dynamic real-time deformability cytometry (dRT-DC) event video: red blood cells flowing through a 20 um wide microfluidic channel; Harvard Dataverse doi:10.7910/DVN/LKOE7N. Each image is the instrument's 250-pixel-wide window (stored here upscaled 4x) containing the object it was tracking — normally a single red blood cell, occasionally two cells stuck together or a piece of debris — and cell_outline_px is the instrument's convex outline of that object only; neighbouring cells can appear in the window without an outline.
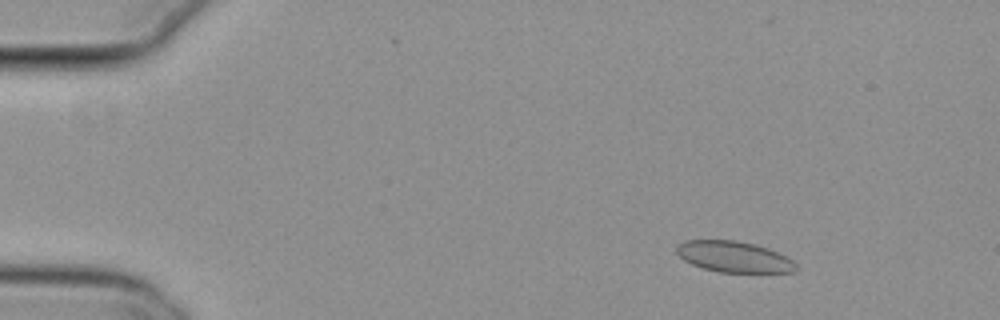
{"species": "common noctule bat (a hibernating species)", "species_latin": "Nyctalus noctula", "temperature_condition": "cold", "stored_images_in_passage": 57, "camera_frame_rate_fps": 3000, "um_per_image_px": 0.085, "animal": {"sex": "female", "body_mass_g": 29.2, "forearm_length_mm": 56.3}, "frame": {"image": 1, "passage_image": 9, "time_ms": 2.667, "image_size_px": [1000, 320], "cell_outline_px": [[800, 268], [796, 272], [720, 272], [704, 268], [692, 264], [684, 260], [676, 252], [676, 248], [684, 240], [736, 240], [756, 244], [768, 248], [788, 256]], "centroid_in_image_um": [62.44, 21.82], "position_along_channel_um": 22.6, "area_um2": 21.68}}
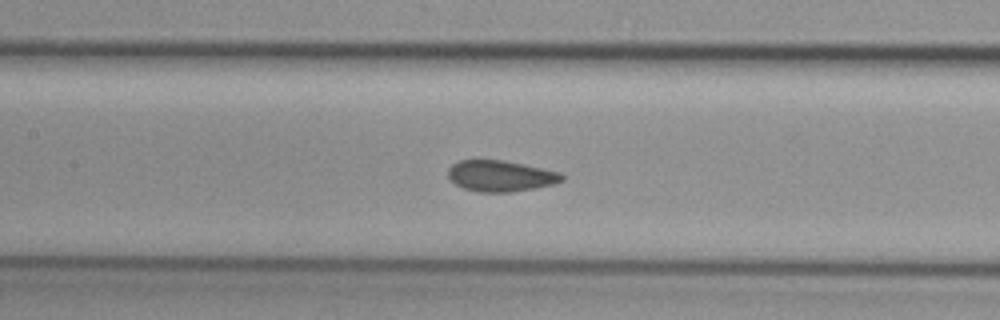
{"frame": {"image": 2, "passage_image": 28, "time_ms": 9.0, "image_size_px": [1000, 320], "cell_outline_px": [[564, 180], [556, 184], [536, 188], [512, 192], [476, 192], [464, 188], [456, 184], [448, 176], [448, 168], [452, 164], [460, 160], [504, 160], [524, 164], [560, 172], [564, 176]], "centroid_in_image_um": [42.58, 14.96], "position_along_channel_um": 164.8, "area_um2": 20.75}}
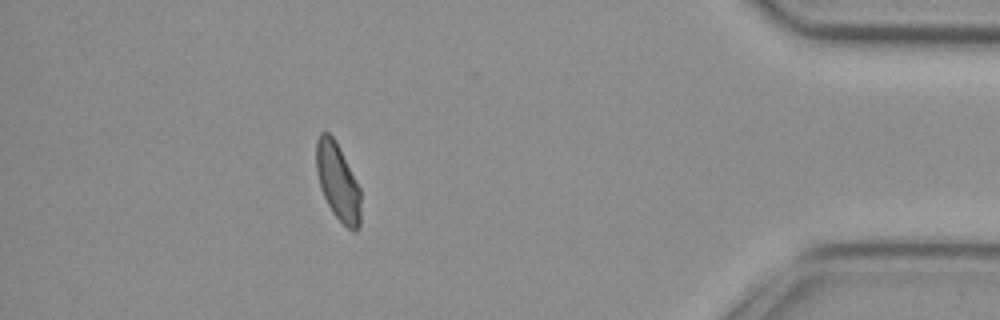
{"frame": {"image": 3, "passage_image": 51, "time_ms": 16.667, "image_size_px": [1000, 320], "cell_outline_px": [[360, 228], [356, 232], [352, 232], [332, 212], [324, 196], [316, 172], [316, 140], [320, 132], [328, 132], [336, 140], [360, 188]], "centroid_in_image_um": [28.72, 15.45], "position_along_channel_um": 406.5, "area_um2": 20.0}, "authors_computed_cell_mechanics": {"area_um2": 20.9814, "velocity_mm_per_s": 3.7766, "shape_relaxation_time_tau1_ms": null, "shape_relaxation_time_tau2_ms": 1.093, "deformation_change_tau1": null, "deformation_change_tau2": 0.0487}}